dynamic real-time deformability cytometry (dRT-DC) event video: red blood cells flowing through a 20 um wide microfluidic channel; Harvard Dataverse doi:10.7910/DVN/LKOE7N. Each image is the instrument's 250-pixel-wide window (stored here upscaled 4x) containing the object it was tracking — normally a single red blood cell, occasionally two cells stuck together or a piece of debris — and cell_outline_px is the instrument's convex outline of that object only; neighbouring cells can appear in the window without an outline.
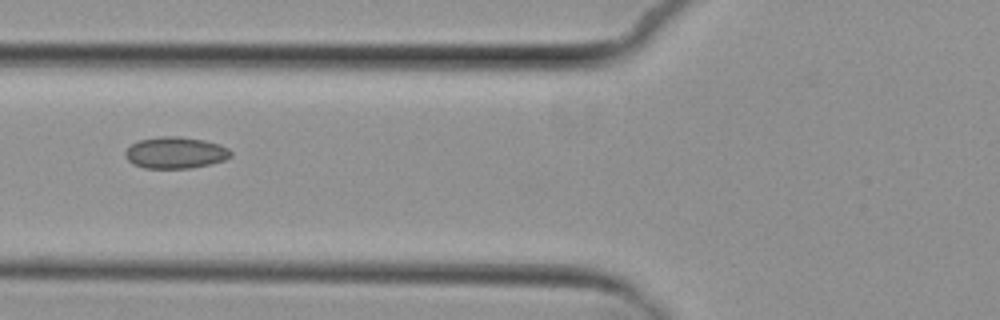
{"species": "common noctule bat (a hibernating species)", "species_latin": "Nyctalus noctula", "temperature_condition": "cold", "stored_images_in_passage": 6, "camera_frame_rate_fps": 3000, "um_per_image_px": 0.085, "animal": {"sex": "female", "body_mass_g": 29.2, "forearm_length_mm": 56.3}, "frame": {"image": 1, "passage_image": 6, "time_ms": 7.0, "image_size_px": [1000, 320], "cell_outline_px": [[232, 156], [224, 160], [212, 164], [192, 168], [144, 168], [132, 164], [124, 156], [124, 152], [132, 144], [140, 140], [160, 136], [180, 136], [204, 140], [220, 144], [228, 148], [232, 152]], "centroid_in_image_um": [14.93, 12.98], "position_along_channel_um": 110.9, "area_um2": 19.59}}